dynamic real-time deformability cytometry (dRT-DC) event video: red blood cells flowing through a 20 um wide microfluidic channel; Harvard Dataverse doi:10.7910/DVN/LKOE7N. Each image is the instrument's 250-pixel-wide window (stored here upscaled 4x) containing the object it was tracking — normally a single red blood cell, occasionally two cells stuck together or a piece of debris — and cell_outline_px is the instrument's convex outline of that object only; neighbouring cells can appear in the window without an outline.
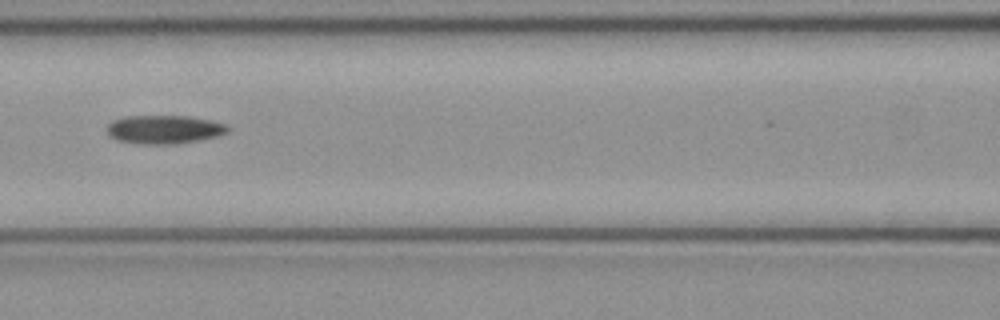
{"species": "common noctule bat (a hibernating species)", "species_latin": "Nyctalus noctula", "temperature_condition": "cold", "stored_images_in_passage": 6, "camera_frame_rate_fps": 3000, "um_per_image_px": 0.085, "animal": {"sex": "female", "body_mass_g": 21.9}, "frame": {"image": 1, "passage_image": 6, "time_ms": 1.667, "image_size_px": [1000, 320], "cell_outline_px": [[228, 132], [220, 136], [200, 140], [176, 144], [140, 144], [120, 140], [112, 136], [108, 132], [108, 124], [112, 120], [124, 116], [188, 116], [228, 124]], "centroid_in_image_um": [14.0, 11.0], "position_along_channel_um": 152.6, "area_um2": 20.06}}